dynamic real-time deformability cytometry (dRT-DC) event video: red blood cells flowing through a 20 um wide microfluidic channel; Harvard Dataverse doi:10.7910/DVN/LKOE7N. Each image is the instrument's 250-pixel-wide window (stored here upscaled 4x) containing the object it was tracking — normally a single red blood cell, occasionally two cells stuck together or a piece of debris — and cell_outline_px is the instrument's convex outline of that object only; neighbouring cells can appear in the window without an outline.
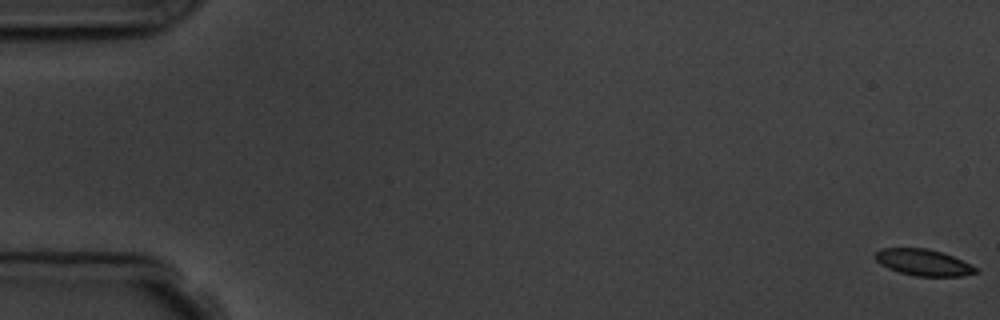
{"species": "common noctule bat (a hibernating species)", "species_latin": "Nyctalus noctula", "temperature_condition": "room temperature", "stored_images_in_passage": 5, "camera_frame_rate_fps": 3000, "um_per_image_px": 0.085, "animal": {"sex": "male", "body_mass_g": 19.5, "forearm_length_mm": 54.6}, "frame": {"image": 1, "passage_image": 1, "time_ms": 0.0, "image_size_px": [1000, 320], "cell_outline_px": [[980, 272], [964, 276], [916, 276], [900, 272], [888, 268], [880, 264], [872, 256], [880, 248], [928, 248], [952, 256], [976, 268]], "centroid_in_image_um": [78.44, 22.3], "position_along_channel_um": 6.6, "area_um2": 15.37}}
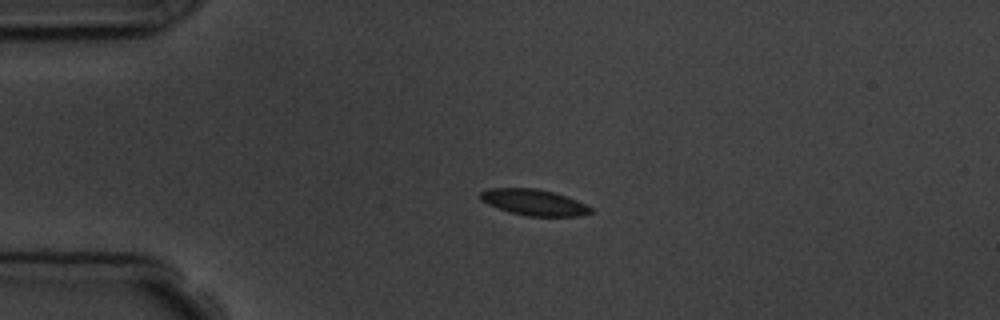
{"frame": {"image": 2, "passage_image": 4, "time_ms": 4.333, "image_size_px": [1000, 320], "cell_outline_px": [[592, 212], [580, 216], [528, 216], [508, 212], [488, 204], [480, 200], [480, 192], [488, 188], [536, 188], [552, 192], [576, 200], [592, 208]], "centroid_in_image_um": [45.34, 17.2], "position_along_channel_um": 39.7, "area_um2": 16.65}}